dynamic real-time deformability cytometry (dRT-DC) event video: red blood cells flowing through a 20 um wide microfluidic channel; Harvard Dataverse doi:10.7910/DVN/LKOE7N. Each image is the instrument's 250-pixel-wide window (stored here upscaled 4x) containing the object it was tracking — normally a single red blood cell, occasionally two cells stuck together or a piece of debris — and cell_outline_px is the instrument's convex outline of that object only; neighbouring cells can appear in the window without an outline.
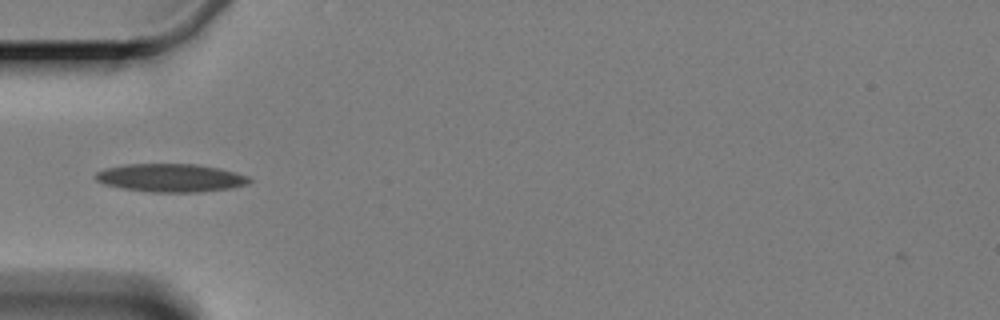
{"species": "Egyptian fruit bat (a non-hibernating species)", "species_latin": "Rousettus aegyptiacus", "temperature_condition": "cold", "stored_images_in_passage": 6, "camera_frame_rate_fps": 3000, "um_per_image_px": 0.085, "animal": {"sex": "female"}, "frame": {"image": 1, "passage_image": 1, "time_ms": 0.0, "image_size_px": [1000, 320], "cell_outline_px": [[252, 180], [248, 184], [232, 188], [200, 192], [152, 192], [120, 188], [104, 184], [96, 180], [92, 176], [96, 172], [104, 168], [124, 164], [196, 164], [220, 168], [236, 172], [248, 176]], "centroid_in_image_um": [14.49, 15.11], "position_along_channel_um": 70.5, "area_um2": 25.55}}
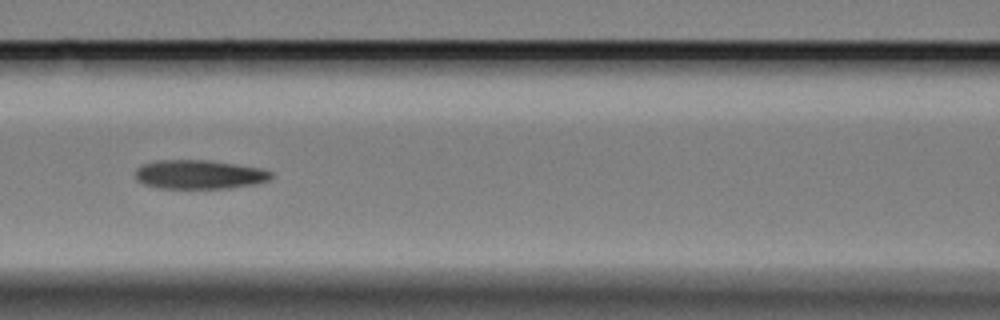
{"frame": {"image": 2, "passage_image": 3, "time_ms": 2.333, "image_size_px": [1000, 320], "cell_outline_px": [[272, 176], [268, 180], [256, 184], [228, 188], [160, 188], [144, 184], [136, 180], [136, 168], [144, 164], [160, 160], [204, 160], [260, 168], [272, 172]], "centroid_in_image_um": [16.92, 14.84], "position_along_channel_um": 149.7, "area_um2": 22.66}}
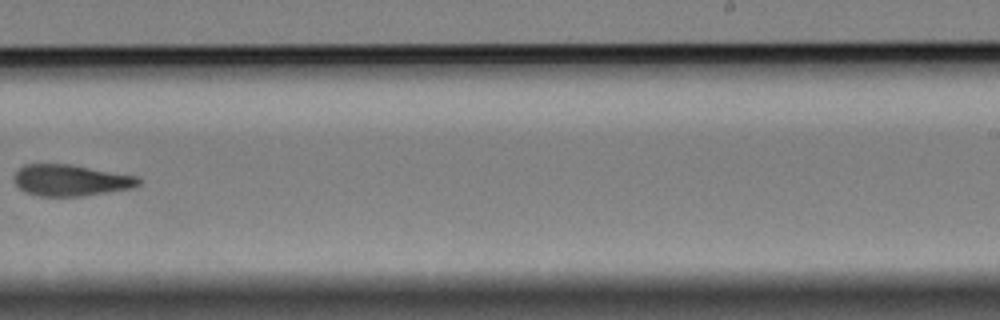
{"frame": {"image": 3, "passage_image": 6, "time_ms": 6.333, "image_size_px": [1000, 320], "cell_outline_px": [[140, 184], [132, 188], [84, 196], [40, 196], [24, 192], [16, 184], [16, 172], [24, 164], [68, 164], [136, 176], [140, 180]], "centroid_in_image_um": [6.01, 15.33], "position_along_channel_um": 283.0, "area_um2": 22.43}}